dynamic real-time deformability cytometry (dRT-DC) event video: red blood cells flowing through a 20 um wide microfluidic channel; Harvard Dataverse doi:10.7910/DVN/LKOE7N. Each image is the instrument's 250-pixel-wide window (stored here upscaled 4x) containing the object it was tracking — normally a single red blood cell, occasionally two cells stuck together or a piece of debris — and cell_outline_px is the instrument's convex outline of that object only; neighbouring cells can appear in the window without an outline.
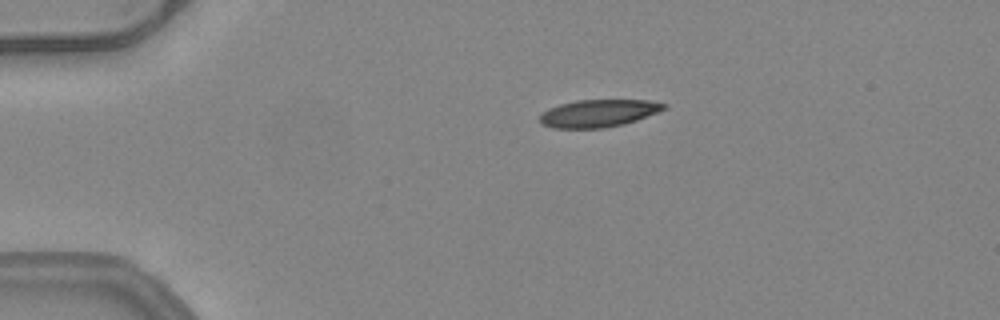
{"species": "common noctule bat (a hibernating species)", "species_latin": "Nyctalus noctula", "temperature_condition": "warm", "stored_images_in_passage": 42, "camera_frame_rate_fps": 3000, "um_per_image_px": 0.085, "animal": {"sex": "female", "body_mass_g": 24.6, "forearm_length_mm": 56.2}, "frame": {"image": 1, "passage_image": 1, "time_ms": 0.0, "image_size_px": [1000, 320], "cell_outline_px": [[668, 108], [636, 120], [624, 124], [604, 128], [552, 128], [540, 124], [540, 116], [548, 108], [560, 104], [576, 100], [648, 100], [668, 104]], "centroid_in_image_um": [50.87, 9.63], "position_along_channel_um": 34.1, "area_um2": 19.94}}
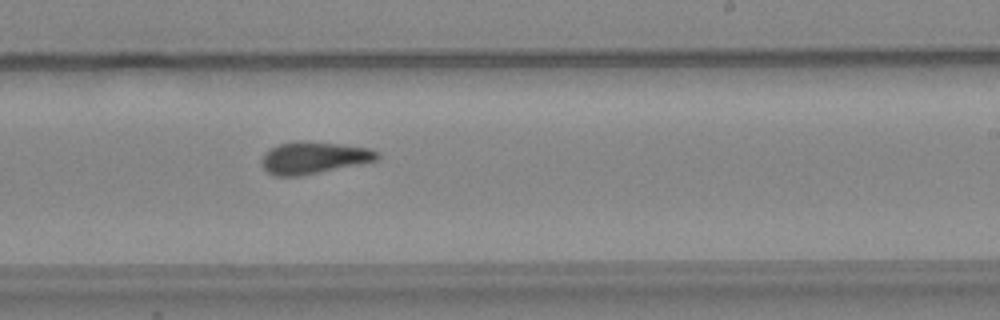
{"frame": {"image": 2, "passage_image": 22, "time_ms": 7.0, "image_size_px": [1000, 320], "cell_outline_px": [[380, 156], [376, 160], [296, 176], [276, 176], [268, 172], [264, 168], [260, 160], [264, 152], [268, 148], [280, 144], [296, 140], [300, 140], [340, 144], [372, 148], [380, 152]], "centroid_in_image_um": [26.63, 13.37], "position_along_channel_um": 262.4, "area_um2": 21.39}}
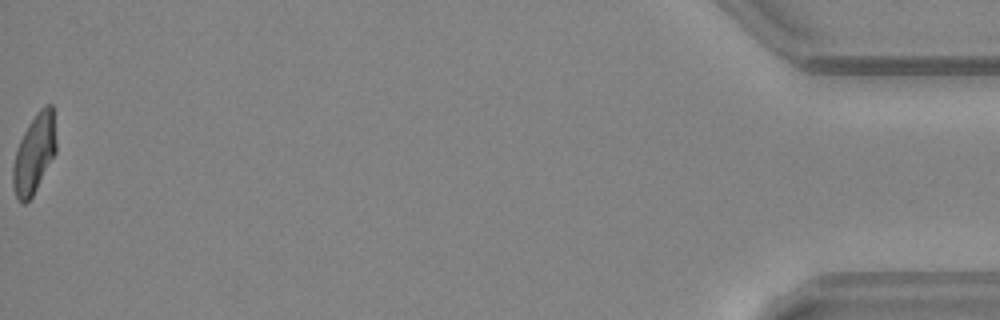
{"frame": {"image": 3, "passage_image": 42, "time_ms": 13.667, "image_size_px": [1000, 320], "cell_outline_px": [[56, 152], [32, 196], [24, 204], [20, 204], [16, 196], [12, 184], [12, 168], [16, 148], [28, 124], [36, 112], [44, 104], [52, 104], [56, 140]], "centroid_in_image_um": [2.89, 13.05], "position_along_channel_um": 432.3, "area_um2": 19.94}, "authors_computed_cell_mechanics": {"area_um2": 21.2415, "velocity_mm_per_s": 4.0275, "shape_relaxation_time_tau1_ms": 7.155, "shape_relaxation_time_tau2_ms": 1.8985, "deformation_change_tau1": 0.2276, "deformation_change_tau2": 0.1123}}